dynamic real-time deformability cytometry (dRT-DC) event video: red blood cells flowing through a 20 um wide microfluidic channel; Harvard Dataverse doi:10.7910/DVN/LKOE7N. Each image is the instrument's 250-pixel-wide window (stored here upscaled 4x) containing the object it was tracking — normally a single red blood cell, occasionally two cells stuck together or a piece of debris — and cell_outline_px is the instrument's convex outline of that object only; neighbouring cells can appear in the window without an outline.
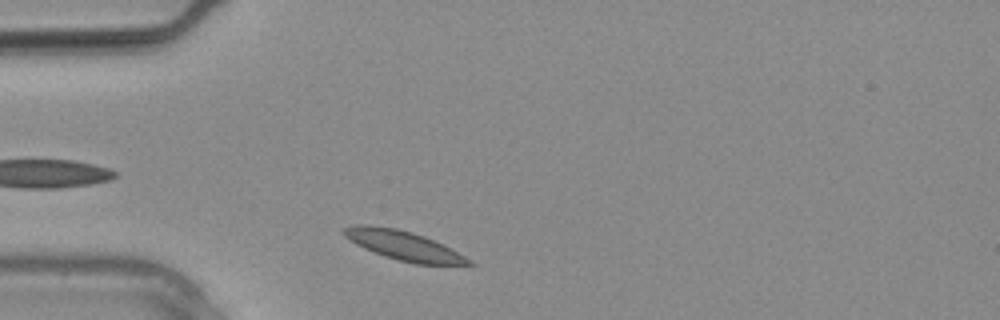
{"species": "common noctule bat (a hibernating species)", "species_latin": "Nyctalus noctula", "temperature_condition": "warm", "stored_images_in_passage": 7, "camera_frame_rate_fps": 3000, "um_per_image_px": 0.085, "animal": {"sex": "male", "body_mass_g": 20.4}, "frame": {"image": 1, "passage_image": 1, "time_ms": 0.0, "image_size_px": [1000, 320], "cell_outline_px": [[476, 264], [416, 264], [396, 260], [384, 256], [364, 248], [356, 244], [344, 236], [340, 232], [344, 228], [360, 224], [364, 224], [396, 228], [412, 232], [424, 236], [472, 260]], "centroid_in_image_um": [34.24, 20.86], "position_along_channel_um": 50.8, "area_um2": 20.92}}